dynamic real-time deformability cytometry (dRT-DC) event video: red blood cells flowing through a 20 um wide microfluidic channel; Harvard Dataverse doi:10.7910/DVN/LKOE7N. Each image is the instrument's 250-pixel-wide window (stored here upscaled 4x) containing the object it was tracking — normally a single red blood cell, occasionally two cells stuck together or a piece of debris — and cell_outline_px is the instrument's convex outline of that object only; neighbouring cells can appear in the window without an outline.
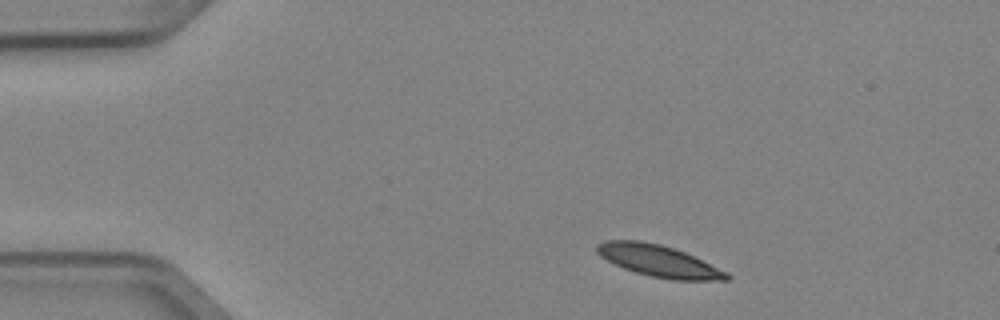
{"species": "Egyptian fruit bat (a non-hibernating species)", "species_latin": "Rousettus aegyptiacus", "temperature_condition": "cold", "stored_images_in_passage": 4, "camera_frame_rate_fps": 3000, "um_per_image_px": 0.085, "animal": {"sex": "female"}, "frame": {"image": 1, "passage_image": 1, "time_ms": 0.0, "image_size_px": [1000, 320], "cell_outline_px": [[732, 276], [728, 280], [672, 280], [652, 276], [636, 272], [624, 268], [600, 256], [596, 252], [596, 244], [604, 240], [640, 240], [660, 244], [684, 252], [728, 272]], "centroid_in_image_um": [55.99, 22.17], "position_along_channel_um": 29.0, "area_um2": 23.76}}
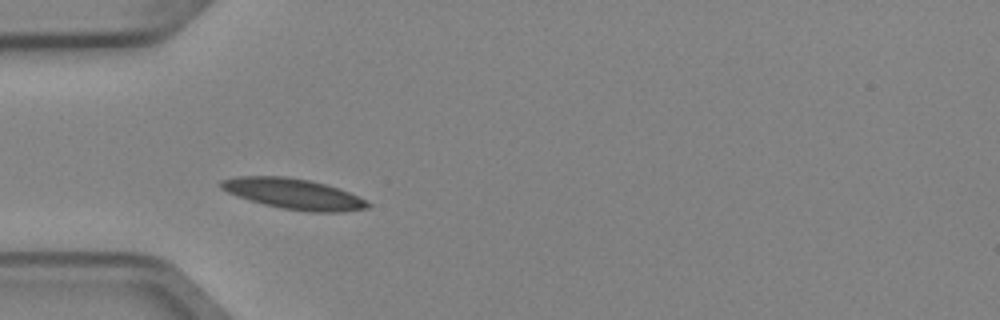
{"frame": {"image": 2, "passage_image": 3, "time_ms": 0.667, "image_size_px": [1000, 320], "cell_outline_px": [[372, 204], [368, 208], [344, 212], [312, 212], [284, 208], [264, 204], [236, 196], [220, 188], [216, 184], [220, 180], [236, 176], [288, 176], [308, 180], [324, 184], [348, 192], [368, 200]], "centroid_in_image_um": [24.93, 16.47], "position_along_channel_um": 60.1, "area_um2": 26.18}}
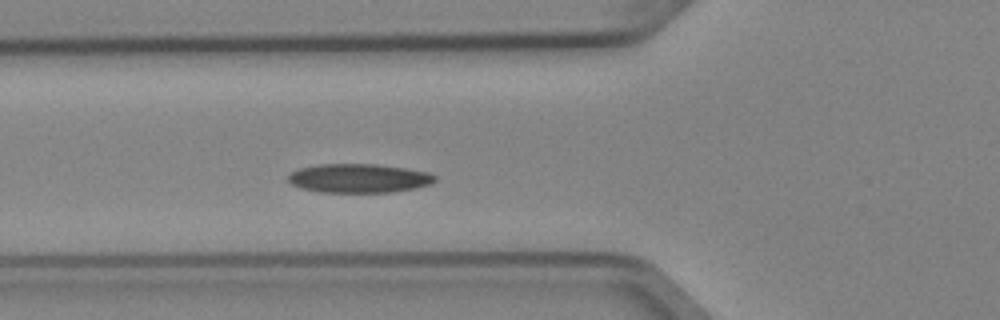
{"frame": {"image": 3, "passage_image": 4, "time_ms": 1.0, "image_size_px": [1000, 320], "cell_outline_px": [[436, 180], [432, 184], [416, 188], [392, 192], [320, 192], [300, 188], [292, 184], [288, 180], [288, 176], [296, 168], [320, 164], [376, 164], [404, 168], [428, 172], [436, 176]], "centroid_in_image_um": [30.5, 15.15], "position_along_channel_um": 95.3, "area_um2": 24.85}}